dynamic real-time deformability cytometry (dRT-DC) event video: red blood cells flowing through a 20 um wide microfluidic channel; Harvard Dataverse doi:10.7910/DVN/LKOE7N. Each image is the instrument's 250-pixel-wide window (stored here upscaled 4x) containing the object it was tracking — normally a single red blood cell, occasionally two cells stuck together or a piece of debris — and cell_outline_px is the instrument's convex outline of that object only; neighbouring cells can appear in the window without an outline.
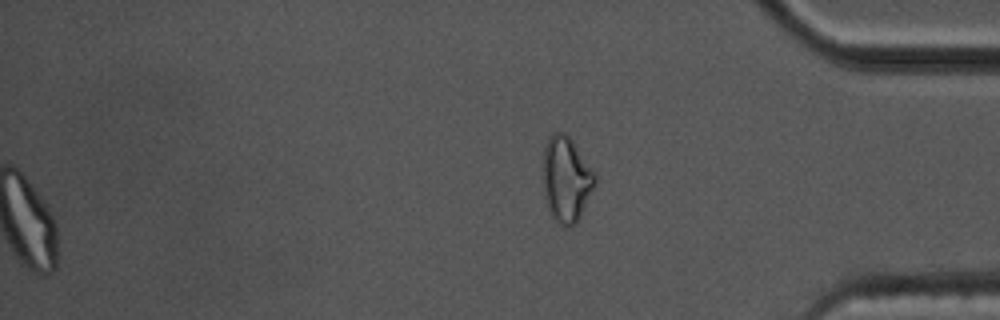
{"species": "common noctule bat (a hibernating species)", "species_latin": "Nyctalus noctula", "temperature_condition": "cold", "stored_images_in_passage": 60, "segment_of_instrument_passage": [3, 3], "camera_frame_rate_fps": 3000, "um_per_image_px": 0.085, "animal": {"sex": "male", "body_mass_g": 17.5, "forearm_length_mm": 52.3}, "frame": {"image": 1, "passage_image": 60, "time_ms": 19.667, "image_size_px": [1000, 320], "cell_outline_px": [[592, 184], [576, 216], [572, 220], [556, 212], [552, 208], [548, 192], [548, 152], [552, 144], [568, 140], [592, 176]], "centroid_in_image_um": [48.2, 15.27], "position_along_channel_um": 387.0, "area_um2": 18.15}}